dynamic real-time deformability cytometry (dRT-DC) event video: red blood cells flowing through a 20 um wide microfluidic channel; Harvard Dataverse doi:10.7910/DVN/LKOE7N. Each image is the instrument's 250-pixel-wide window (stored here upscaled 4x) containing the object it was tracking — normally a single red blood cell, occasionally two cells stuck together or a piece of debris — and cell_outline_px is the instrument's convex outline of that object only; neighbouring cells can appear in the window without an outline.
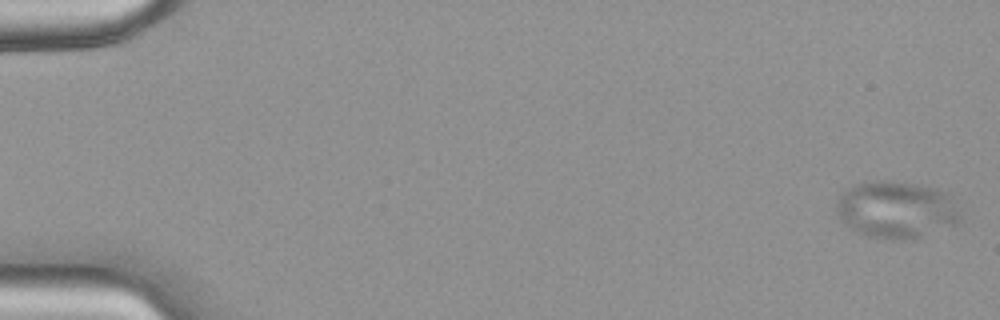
{"species": "common noctule bat (a hibernating species)", "species_latin": "Nyctalus noctula", "temperature_condition": "warm", "stored_images_in_passage": 15, "camera_frame_rate_fps": 3000, "um_per_image_px": 0.085, "animal": {"sex": "female", "body_mass_g": 18.4}, "frame": {"image": 1, "passage_image": 1, "time_ms": 0.0, "image_size_px": [1000, 320], "cell_outline_px": [[960, 220], [956, 224], [908, 240], [868, 236], [852, 228], [840, 220], [836, 212], [836, 204], [840, 196], [844, 192], [860, 184], [880, 180], [936, 188], [948, 192], [960, 212]], "centroid_in_image_um": [76.21, 17.83], "position_along_channel_um": 8.8, "area_um2": 40.29}}